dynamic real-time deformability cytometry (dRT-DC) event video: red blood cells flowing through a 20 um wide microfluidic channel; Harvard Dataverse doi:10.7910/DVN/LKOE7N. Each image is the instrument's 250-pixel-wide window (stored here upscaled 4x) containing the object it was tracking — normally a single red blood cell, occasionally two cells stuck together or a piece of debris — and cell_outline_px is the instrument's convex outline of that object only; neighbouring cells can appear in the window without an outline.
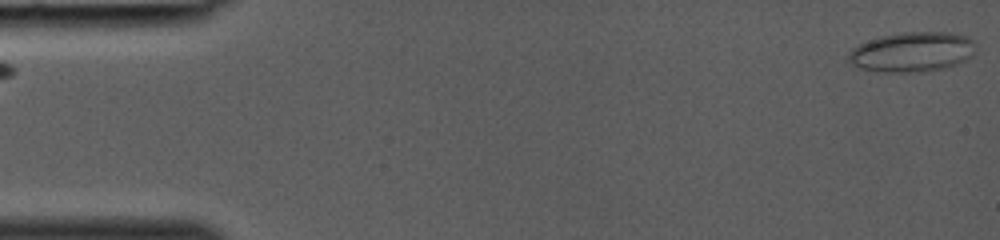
{"species": "common noctule bat (a hibernating species)", "species_latin": "Nyctalus noctula", "temperature_condition": "room temperature", "stored_images_in_passage": 37, "camera_frame_rate_fps": 3000, "um_per_image_px": 0.085, "animal": {"sex": "female", "body_mass_g": 19.0, "forearm_length_mm": 53.3}, "frame": {"image": 1, "passage_image": 1, "time_ms": 0.0, "image_size_px": [1000, 240], "cell_outline_px": [[976, 44], [972, 56], [956, 64], [944, 68], [908, 72], [880, 72], [860, 68], [852, 64], [848, 60], [848, 52], [852, 48], [860, 44], [880, 36], [904, 32], [944, 32], [968, 36]], "centroid_in_image_um": [77.52, 4.41], "position_along_channel_um": 7.5, "area_um2": 29.36}}
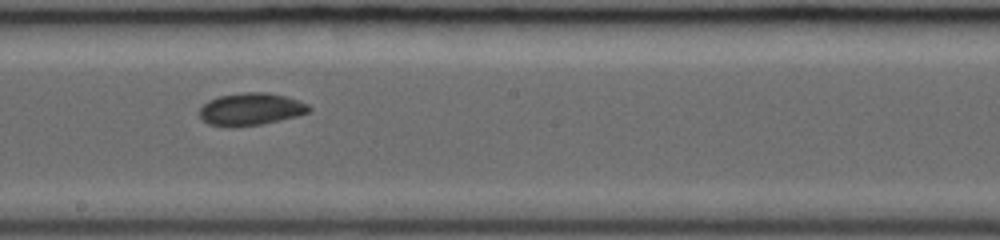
{"frame": {"image": 2, "passage_image": 22, "time_ms": 7.0, "image_size_px": [1000, 240], "cell_outline_px": [[312, 108], [308, 112], [296, 116], [280, 120], [260, 124], [228, 128], [208, 124], [200, 116], [200, 108], [208, 100], [220, 96], [248, 92], [264, 92], [284, 96], [308, 104]], "centroid_in_image_um": [21.29, 9.29], "position_along_channel_um": 226.9, "area_um2": 20.46}}
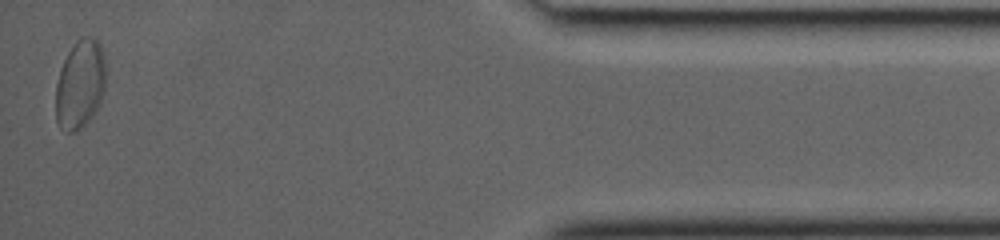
{"frame": {"image": 3, "passage_image": 37, "time_ms": 12.0, "image_size_px": [1000, 240], "cell_outline_px": [[104, 92], [92, 116], [80, 128], [72, 132], [64, 132], [60, 128], [56, 120], [56, 84], [60, 68], [68, 52], [76, 40], [84, 36], [92, 36], [100, 44], [104, 56]], "centroid_in_image_um": [6.78, 7.15], "position_along_channel_um": 428.4, "area_um2": 25.72}}